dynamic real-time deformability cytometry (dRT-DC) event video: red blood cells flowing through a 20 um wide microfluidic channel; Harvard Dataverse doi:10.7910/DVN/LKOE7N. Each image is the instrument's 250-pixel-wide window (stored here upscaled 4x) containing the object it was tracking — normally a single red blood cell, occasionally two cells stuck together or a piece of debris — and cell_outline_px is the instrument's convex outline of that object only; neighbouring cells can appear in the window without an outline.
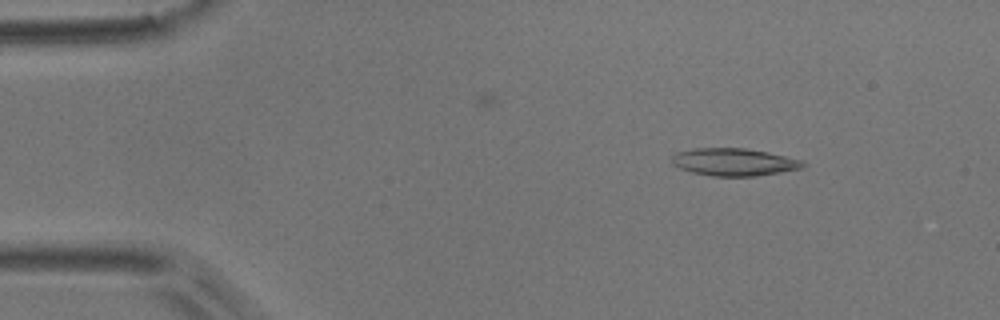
{"species": "common noctule bat (a hibernating species)", "species_latin": "Nyctalus noctula", "temperature_condition": "room temperature", "stored_images_in_passage": 4, "camera_frame_rate_fps": 3000, "um_per_image_px": 0.085, "animal": {"sex": "male", "body_mass_g": 17.9}, "frame": {"image": 1, "passage_image": 1, "time_ms": 0.0, "image_size_px": [1000, 320], "cell_outline_px": [[808, 164], [804, 168], [756, 176], [712, 176], [692, 172], [680, 168], [672, 164], [672, 156], [676, 152], [692, 148], [744, 148], [768, 152], [804, 160]], "centroid_in_image_um": [62.42, 13.77], "position_along_channel_um": 22.6, "area_um2": 21.21}}
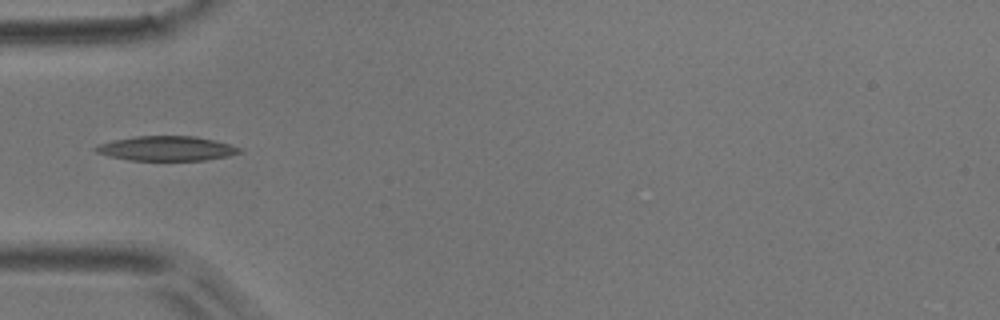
{"frame": {"image": 2, "passage_image": 4, "time_ms": 3.333, "image_size_px": [1000, 320], "cell_outline_px": [[240, 152], [228, 156], [204, 160], [128, 160], [108, 156], [96, 152], [92, 148], [96, 144], [112, 140], [136, 136], [196, 136], [228, 144], [240, 148]], "centroid_in_image_um": [14.06, 12.62], "position_along_channel_um": 70.9, "area_um2": 20.58}}